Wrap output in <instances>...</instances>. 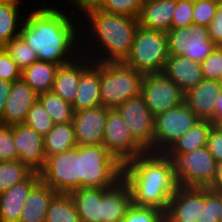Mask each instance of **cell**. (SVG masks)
Wrapping results in <instances>:
<instances>
[{"mask_svg":"<svg viewBox=\"0 0 222 222\" xmlns=\"http://www.w3.org/2000/svg\"><path fill=\"white\" fill-rule=\"evenodd\" d=\"M19 36L39 61L64 65L80 55V17L71 3L40 2L29 9Z\"/></svg>","mask_w":222,"mask_h":222,"instance_id":"1","label":"cell"},{"mask_svg":"<svg viewBox=\"0 0 222 222\" xmlns=\"http://www.w3.org/2000/svg\"><path fill=\"white\" fill-rule=\"evenodd\" d=\"M80 17V54L95 62H124L130 55L138 20L111 14L98 7L77 10Z\"/></svg>","mask_w":222,"mask_h":222,"instance_id":"2","label":"cell"},{"mask_svg":"<svg viewBox=\"0 0 222 222\" xmlns=\"http://www.w3.org/2000/svg\"><path fill=\"white\" fill-rule=\"evenodd\" d=\"M129 186L132 203L166 211L179 185L164 153H145L123 164V178Z\"/></svg>","mask_w":222,"mask_h":222,"instance_id":"3","label":"cell"},{"mask_svg":"<svg viewBox=\"0 0 222 222\" xmlns=\"http://www.w3.org/2000/svg\"><path fill=\"white\" fill-rule=\"evenodd\" d=\"M81 188H111L123 178V164L104 145H77Z\"/></svg>","mask_w":222,"mask_h":222,"instance_id":"4","label":"cell"},{"mask_svg":"<svg viewBox=\"0 0 222 222\" xmlns=\"http://www.w3.org/2000/svg\"><path fill=\"white\" fill-rule=\"evenodd\" d=\"M143 76L124 62H100L101 105L116 109L126 100L139 96Z\"/></svg>","mask_w":222,"mask_h":222,"instance_id":"5","label":"cell"},{"mask_svg":"<svg viewBox=\"0 0 222 222\" xmlns=\"http://www.w3.org/2000/svg\"><path fill=\"white\" fill-rule=\"evenodd\" d=\"M169 55L166 32L138 26L124 63L143 75L162 73Z\"/></svg>","mask_w":222,"mask_h":222,"instance_id":"6","label":"cell"},{"mask_svg":"<svg viewBox=\"0 0 222 222\" xmlns=\"http://www.w3.org/2000/svg\"><path fill=\"white\" fill-rule=\"evenodd\" d=\"M169 159L178 185L188 188H211L217 162L207 146L183 154L164 153Z\"/></svg>","mask_w":222,"mask_h":222,"instance_id":"7","label":"cell"},{"mask_svg":"<svg viewBox=\"0 0 222 222\" xmlns=\"http://www.w3.org/2000/svg\"><path fill=\"white\" fill-rule=\"evenodd\" d=\"M39 174L41 180L57 193H69L81 188L80 152L73 148L46 157Z\"/></svg>","mask_w":222,"mask_h":222,"instance_id":"8","label":"cell"},{"mask_svg":"<svg viewBox=\"0 0 222 222\" xmlns=\"http://www.w3.org/2000/svg\"><path fill=\"white\" fill-rule=\"evenodd\" d=\"M166 35L169 54L182 55L200 63L217 47L210 39L208 27L202 25L190 24L188 27L171 28Z\"/></svg>","mask_w":222,"mask_h":222,"instance_id":"9","label":"cell"},{"mask_svg":"<svg viewBox=\"0 0 222 222\" xmlns=\"http://www.w3.org/2000/svg\"><path fill=\"white\" fill-rule=\"evenodd\" d=\"M200 119L184 102L154 117V153H164Z\"/></svg>","mask_w":222,"mask_h":222,"instance_id":"10","label":"cell"},{"mask_svg":"<svg viewBox=\"0 0 222 222\" xmlns=\"http://www.w3.org/2000/svg\"><path fill=\"white\" fill-rule=\"evenodd\" d=\"M140 95L155 117L184 103L185 93L162 72L143 76Z\"/></svg>","mask_w":222,"mask_h":222,"instance_id":"11","label":"cell"},{"mask_svg":"<svg viewBox=\"0 0 222 222\" xmlns=\"http://www.w3.org/2000/svg\"><path fill=\"white\" fill-rule=\"evenodd\" d=\"M126 122L134 140L148 152L154 153V116L141 95L130 98L116 108Z\"/></svg>","mask_w":222,"mask_h":222,"instance_id":"12","label":"cell"},{"mask_svg":"<svg viewBox=\"0 0 222 222\" xmlns=\"http://www.w3.org/2000/svg\"><path fill=\"white\" fill-rule=\"evenodd\" d=\"M104 145L122 164L146 151L134 140L122 115L117 109L107 112Z\"/></svg>","mask_w":222,"mask_h":222,"instance_id":"13","label":"cell"},{"mask_svg":"<svg viewBox=\"0 0 222 222\" xmlns=\"http://www.w3.org/2000/svg\"><path fill=\"white\" fill-rule=\"evenodd\" d=\"M12 132L18 159L39 172L46 161L44 136L25 123L12 125Z\"/></svg>","mask_w":222,"mask_h":222,"instance_id":"14","label":"cell"},{"mask_svg":"<svg viewBox=\"0 0 222 222\" xmlns=\"http://www.w3.org/2000/svg\"><path fill=\"white\" fill-rule=\"evenodd\" d=\"M108 108L75 111L73 126L77 145H102Z\"/></svg>","mask_w":222,"mask_h":222,"instance_id":"15","label":"cell"},{"mask_svg":"<svg viewBox=\"0 0 222 222\" xmlns=\"http://www.w3.org/2000/svg\"><path fill=\"white\" fill-rule=\"evenodd\" d=\"M37 100L38 94L22 78L12 82L4 112L0 117V124L24 123L29 109Z\"/></svg>","mask_w":222,"mask_h":222,"instance_id":"16","label":"cell"},{"mask_svg":"<svg viewBox=\"0 0 222 222\" xmlns=\"http://www.w3.org/2000/svg\"><path fill=\"white\" fill-rule=\"evenodd\" d=\"M221 92L222 86L218 81L203 79L185 93L184 102L200 120L214 124L215 101Z\"/></svg>","mask_w":222,"mask_h":222,"instance_id":"17","label":"cell"},{"mask_svg":"<svg viewBox=\"0 0 222 222\" xmlns=\"http://www.w3.org/2000/svg\"><path fill=\"white\" fill-rule=\"evenodd\" d=\"M40 180L39 172L33 171L24 181L0 194V222H19L25 201Z\"/></svg>","mask_w":222,"mask_h":222,"instance_id":"18","label":"cell"},{"mask_svg":"<svg viewBox=\"0 0 222 222\" xmlns=\"http://www.w3.org/2000/svg\"><path fill=\"white\" fill-rule=\"evenodd\" d=\"M199 212L200 188L179 186L164 212V222H196Z\"/></svg>","mask_w":222,"mask_h":222,"instance_id":"19","label":"cell"},{"mask_svg":"<svg viewBox=\"0 0 222 222\" xmlns=\"http://www.w3.org/2000/svg\"><path fill=\"white\" fill-rule=\"evenodd\" d=\"M92 62L90 58L80 54L71 62L59 65L51 91L72 104L78 91L80 74Z\"/></svg>","mask_w":222,"mask_h":222,"instance_id":"20","label":"cell"},{"mask_svg":"<svg viewBox=\"0 0 222 222\" xmlns=\"http://www.w3.org/2000/svg\"><path fill=\"white\" fill-rule=\"evenodd\" d=\"M163 73L186 93L204 79L200 62L170 54Z\"/></svg>","mask_w":222,"mask_h":222,"instance_id":"21","label":"cell"},{"mask_svg":"<svg viewBox=\"0 0 222 222\" xmlns=\"http://www.w3.org/2000/svg\"><path fill=\"white\" fill-rule=\"evenodd\" d=\"M72 107L74 111L101 106L100 62L93 61L81 74Z\"/></svg>","mask_w":222,"mask_h":222,"instance_id":"22","label":"cell"},{"mask_svg":"<svg viewBox=\"0 0 222 222\" xmlns=\"http://www.w3.org/2000/svg\"><path fill=\"white\" fill-rule=\"evenodd\" d=\"M176 0H147L143 2L137 17L138 25L167 32L171 29Z\"/></svg>","mask_w":222,"mask_h":222,"instance_id":"23","label":"cell"},{"mask_svg":"<svg viewBox=\"0 0 222 222\" xmlns=\"http://www.w3.org/2000/svg\"><path fill=\"white\" fill-rule=\"evenodd\" d=\"M131 203V191L123 179L111 188H102V222H121Z\"/></svg>","mask_w":222,"mask_h":222,"instance_id":"24","label":"cell"},{"mask_svg":"<svg viewBox=\"0 0 222 222\" xmlns=\"http://www.w3.org/2000/svg\"><path fill=\"white\" fill-rule=\"evenodd\" d=\"M57 192L40 180L25 201L19 222H45L49 204Z\"/></svg>","mask_w":222,"mask_h":222,"instance_id":"25","label":"cell"},{"mask_svg":"<svg viewBox=\"0 0 222 222\" xmlns=\"http://www.w3.org/2000/svg\"><path fill=\"white\" fill-rule=\"evenodd\" d=\"M69 194L81 222H102V188H78Z\"/></svg>","mask_w":222,"mask_h":222,"instance_id":"26","label":"cell"},{"mask_svg":"<svg viewBox=\"0 0 222 222\" xmlns=\"http://www.w3.org/2000/svg\"><path fill=\"white\" fill-rule=\"evenodd\" d=\"M29 9L13 2L0 1V44L19 37L23 19Z\"/></svg>","mask_w":222,"mask_h":222,"instance_id":"27","label":"cell"},{"mask_svg":"<svg viewBox=\"0 0 222 222\" xmlns=\"http://www.w3.org/2000/svg\"><path fill=\"white\" fill-rule=\"evenodd\" d=\"M59 65L46 61L33 62L22 71V79L37 93L49 92L52 89Z\"/></svg>","mask_w":222,"mask_h":222,"instance_id":"28","label":"cell"},{"mask_svg":"<svg viewBox=\"0 0 222 222\" xmlns=\"http://www.w3.org/2000/svg\"><path fill=\"white\" fill-rule=\"evenodd\" d=\"M213 126L214 124L209 120L198 121L164 153L183 154L207 146L208 136Z\"/></svg>","mask_w":222,"mask_h":222,"instance_id":"29","label":"cell"},{"mask_svg":"<svg viewBox=\"0 0 222 222\" xmlns=\"http://www.w3.org/2000/svg\"><path fill=\"white\" fill-rule=\"evenodd\" d=\"M77 146L72 122L55 124L44 136L46 157L67 152Z\"/></svg>","mask_w":222,"mask_h":222,"instance_id":"30","label":"cell"},{"mask_svg":"<svg viewBox=\"0 0 222 222\" xmlns=\"http://www.w3.org/2000/svg\"><path fill=\"white\" fill-rule=\"evenodd\" d=\"M38 101L52 118L55 124L69 123L73 121L74 109L72 104L52 91L38 94Z\"/></svg>","mask_w":222,"mask_h":222,"instance_id":"31","label":"cell"},{"mask_svg":"<svg viewBox=\"0 0 222 222\" xmlns=\"http://www.w3.org/2000/svg\"><path fill=\"white\" fill-rule=\"evenodd\" d=\"M45 222H81L69 193H57L51 200Z\"/></svg>","mask_w":222,"mask_h":222,"instance_id":"32","label":"cell"},{"mask_svg":"<svg viewBox=\"0 0 222 222\" xmlns=\"http://www.w3.org/2000/svg\"><path fill=\"white\" fill-rule=\"evenodd\" d=\"M222 221V193L200 188V212L196 222Z\"/></svg>","mask_w":222,"mask_h":222,"instance_id":"33","label":"cell"},{"mask_svg":"<svg viewBox=\"0 0 222 222\" xmlns=\"http://www.w3.org/2000/svg\"><path fill=\"white\" fill-rule=\"evenodd\" d=\"M33 171L19 159L0 161V194L24 181Z\"/></svg>","mask_w":222,"mask_h":222,"instance_id":"34","label":"cell"},{"mask_svg":"<svg viewBox=\"0 0 222 222\" xmlns=\"http://www.w3.org/2000/svg\"><path fill=\"white\" fill-rule=\"evenodd\" d=\"M4 49L21 71L29 67L33 62L38 61L37 54L30 47V44H27L20 36L6 43Z\"/></svg>","mask_w":222,"mask_h":222,"instance_id":"35","label":"cell"},{"mask_svg":"<svg viewBox=\"0 0 222 222\" xmlns=\"http://www.w3.org/2000/svg\"><path fill=\"white\" fill-rule=\"evenodd\" d=\"M24 123L43 136H45L55 125L50 115L38 100L29 109Z\"/></svg>","mask_w":222,"mask_h":222,"instance_id":"36","label":"cell"},{"mask_svg":"<svg viewBox=\"0 0 222 222\" xmlns=\"http://www.w3.org/2000/svg\"><path fill=\"white\" fill-rule=\"evenodd\" d=\"M121 222H164V212L156 207L131 203Z\"/></svg>","mask_w":222,"mask_h":222,"instance_id":"37","label":"cell"},{"mask_svg":"<svg viewBox=\"0 0 222 222\" xmlns=\"http://www.w3.org/2000/svg\"><path fill=\"white\" fill-rule=\"evenodd\" d=\"M143 2V0H104L98 8L107 13L137 18Z\"/></svg>","mask_w":222,"mask_h":222,"instance_id":"38","label":"cell"},{"mask_svg":"<svg viewBox=\"0 0 222 222\" xmlns=\"http://www.w3.org/2000/svg\"><path fill=\"white\" fill-rule=\"evenodd\" d=\"M218 6L215 0H194L193 24L208 27L216 15Z\"/></svg>","mask_w":222,"mask_h":222,"instance_id":"39","label":"cell"},{"mask_svg":"<svg viewBox=\"0 0 222 222\" xmlns=\"http://www.w3.org/2000/svg\"><path fill=\"white\" fill-rule=\"evenodd\" d=\"M17 159L18 153L14 143L12 125L0 124V161Z\"/></svg>","mask_w":222,"mask_h":222,"instance_id":"40","label":"cell"},{"mask_svg":"<svg viewBox=\"0 0 222 222\" xmlns=\"http://www.w3.org/2000/svg\"><path fill=\"white\" fill-rule=\"evenodd\" d=\"M194 0H176L171 28H183L193 24Z\"/></svg>","mask_w":222,"mask_h":222,"instance_id":"41","label":"cell"},{"mask_svg":"<svg viewBox=\"0 0 222 222\" xmlns=\"http://www.w3.org/2000/svg\"><path fill=\"white\" fill-rule=\"evenodd\" d=\"M200 64L204 79L218 81L222 71V47L217 46Z\"/></svg>","mask_w":222,"mask_h":222,"instance_id":"42","label":"cell"},{"mask_svg":"<svg viewBox=\"0 0 222 222\" xmlns=\"http://www.w3.org/2000/svg\"><path fill=\"white\" fill-rule=\"evenodd\" d=\"M21 77L22 71L3 48L0 51V79L14 82Z\"/></svg>","mask_w":222,"mask_h":222,"instance_id":"43","label":"cell"},{"mask_svg":"<svg viewBox=\"0 0 222 222\" xmlns=\"http://www.w3.org/2000/svg\"><path fill=\"white\" fill-rule=\"evenodd\" d=\"M207 148L217 163L222 162V127L214 125L209 133Z\"/></svg>","mask_w":222,"mask_h":222,"instance_id":"44","label":"cell"},{"mask_svg":"<svg viewBox=\"0 0 222 222\" xmlns=\"http://www.w3.org/2000/svg\"><path fill=\"white\" fill-rule=\"evenodd\" d=\"M210 39L222 47V4H219L216 15L208 25Z\"/></svg>","mask_w":222,"mask_h":222,"instance_id":"45","label":"cell"},{"mask_svg":"<svg viewBox=\"0 0 222 222\" xmlns=\"http://www.w3.org/2000/svg\"><path fill=\"white\" fill-rule=\"evenodd\" d=\"M12 82L0 79V117L4 112L5 103L10 94Z\"/></svg>","mask_w":222,"mask_h":222,"instance_id":"46","label":"cell"},{"mask_svg":"<svg viewBox=\"0 0 222 222\" xmlns=\"http://www.w3.org/2000/svg\"><path fill=\"white\" fill-rule=\"evenodd\" d=\"M104 0H73L71 4L76 10H85L98 7Z\"/></svg>","mask_w":222,"mask_h":222,"instance_id":"47","label":"cell"},{"mask_svg":"<svg viewBox=\"0 0 222 222\" xmlns=\"http://www.w3.org/2000/svg\"><path fill=\"white\" fill-rule=\"evenodd\" d=\"M210 189L222 193V162L217 163L216 175Z\"/></svg>","mask_w":222,"mask_h":222,"instance_id":"48","label":"cell"},{"mask_svg":"<svg viewBox=\"0 0 222 222\" xmlns=\"http://www.w3.org/2000/svg\"><path fill=\"white\" fill-rule=\"evenodd\" d=\"M222 124V92L215 101L214 125Z\"/></svg>","mask_w":222,"mask_h":222,"instance_id":"49","label":"cell"},{"mask_svg":"<svg viewBox=\"0 0 222 222\" xmlns=\"http://www.w3.org/2000/svg\"><path fill=\"white\" fill-rule=\"evenodd\" d=\"M0 1L13 2L16 4H20V5L26 6L28 9H32V8L36 7L39 4V2H41L39 0H0ZM29 1H30V3H32V1H33L34 4L33 3L30 4Z\"/></svg>","mask_w":222,"mask_h":222,"instance_id":"50","label":"cell"},{"mask_svg":"<svg viewBox=\"0 0 222 222\" xmlns=\"http://www.w3.org/2000/svg\"><path fill=\"white\" fill-rule=\"evenodd\" d=\"M39 1H40V0H39ZM41 1H42V2H55V3H56L57 1L61 3V1H62V2H64V3H67V0H60V1H59V0H55V1H54V0H49V1H48V0H47V1H46V0H41Z\"/></svg>","mask_w":222,"mask_h":222,"instance_id":"51","label":"cell"},{"mask_svg":"<svg viewBox=\"0 0 222 222\" xmlns=\"http://www.w3.org/2000/svg\"><path fill=\"white\" fill-rule=\"evenodd\" d=\"M218 82L221 84V86H222V71H221V74H220V76H219V78H218Z\"/></svg>","mask_w":222,"mask_h":222,"instance_id":"52","label":"cell"},{"mask_svg":"<svg viewBox=\"0 0 222 222\" xmlns=\"http://www.w3.org/2000/svg\"><path fill=\"white\" fill-rule=\"evenodd\" d=\"M218 4H222V0H215Z\"/></svg>","mask_w":222,"mask_h":222,"instance_id":"53","label":"cell"},{"mask_svg":"<svg viewBox=\"0 0 222 222\" xmlns=\"http://www.w3.org/2000/svg\"><path fill=\"white\" fill-rule=\"evenodd\" d=\"M3 48H4V46L0 44V51H1Z\"/></svg>","mask_w":222,"mask_h":222,"instance_id":"54","label":"cell"}]
</instances>
